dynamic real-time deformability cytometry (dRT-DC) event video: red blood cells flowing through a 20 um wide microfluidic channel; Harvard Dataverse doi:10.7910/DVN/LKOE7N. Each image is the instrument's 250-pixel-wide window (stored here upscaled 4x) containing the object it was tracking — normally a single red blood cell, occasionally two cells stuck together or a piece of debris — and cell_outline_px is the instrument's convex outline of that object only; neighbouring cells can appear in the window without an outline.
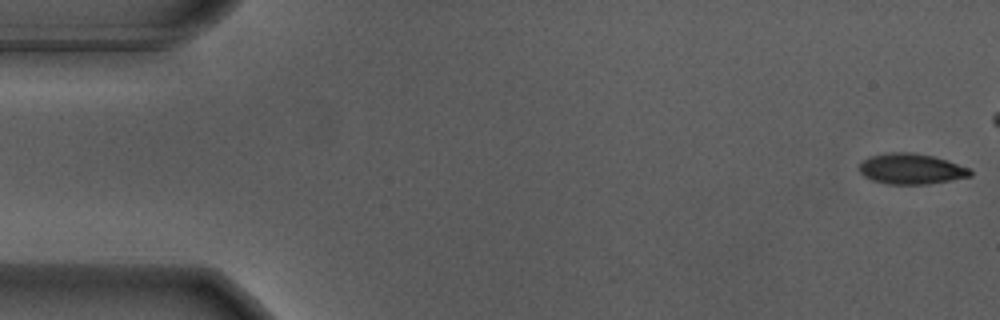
{"species": "Egyptian fruit bat (a non-hibernating species)", "species_latin": "Rousettus aegyptiacus", "temperature_condition": "warm", "stored_images_in_passage": 45, "camera_frame_rate_fps": 3000, "um_per_image_px": 0.085, "animal": {"sex": "male"}, "frame": {"image": 1, "passage_image": 1, "time_ms": 0.0, "image_size_px": [1000, 320], "cell_outline_px": [[972, 176], [928, 184], [888, 184], [872, 180], [864, 176], [860, 172], [860, 164], [864, 160], [872, 156], [892, 152], [912, 152], [932, 156], [948, 160], [972, 168]], "centroid_in_image_um": [77.51, 14.35], "position_along_channel_um": 7.5, "area_um2": 19.77}}
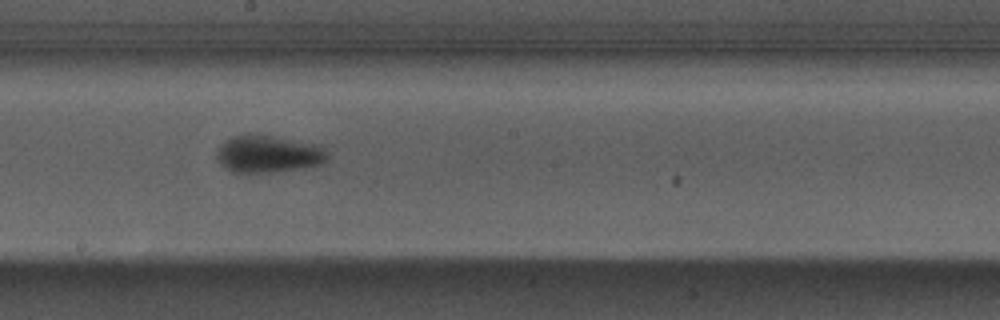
{"frame": {"image": 2, "passage_image": 30, "time_ms": 9.667, "image_size_px": [1000, 320], "cell_outline_px": [[328, 156], [320, 164], [296, 168], [268, 172], [232, 172], [224, 168], [216, 160], [216, 152], [232, 136], [248, 132], [320, 144], [328, 152]], "centroid_in_image_um": [22.77, 13.06], "position_along_channel_um": 225.4, "area_um2": 23.99}}
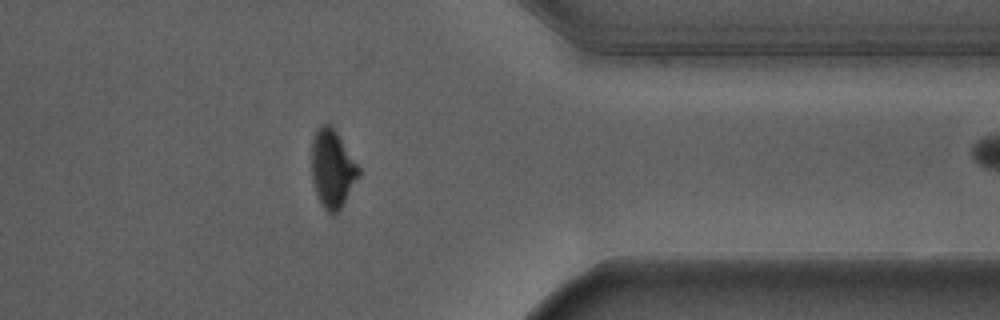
{"frame": {"image": 3, "passage_image": 44, "time_ms": 14.333, "image_size_px": [1000, 320], "cell_outline_px": [[360, 172], [336, 216], [332, 216], [324, 208], [316, 192], [312, 176], [312, 140], [320, 124], [332, 124], [360, 168]], "centroid_in_image_um": [28.24, 14.32], "position_along_channel_um": 383.2, "area_um2": 21.1}}